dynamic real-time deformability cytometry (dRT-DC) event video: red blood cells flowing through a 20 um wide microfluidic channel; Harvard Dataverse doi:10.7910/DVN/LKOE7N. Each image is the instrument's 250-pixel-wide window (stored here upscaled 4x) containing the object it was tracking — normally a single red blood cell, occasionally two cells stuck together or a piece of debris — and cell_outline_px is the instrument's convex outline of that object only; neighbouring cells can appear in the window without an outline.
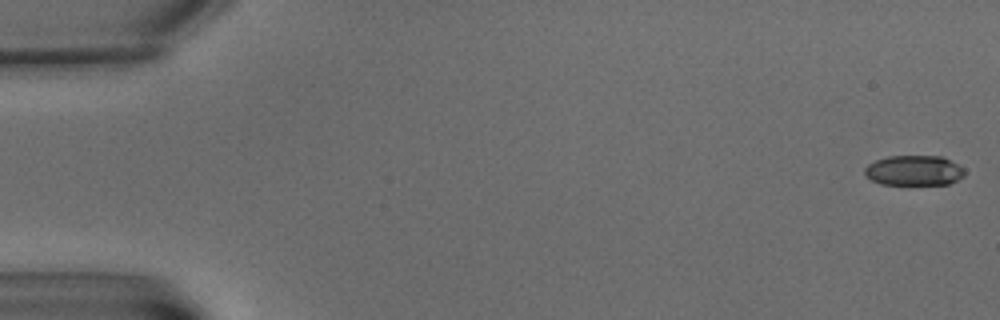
{"species": "common noctule bat (a hibernating species)", "species_latin": "Nyctalus noctula", "temperature_condition": "warm", "stored_images_in_passage": 8, "camera_frame_rate_fps": 3000, "um_per_image_px": 0.085, "animal": {"sex": "male", "body_mass_g": 15.6}, "frame": {"image": 1, "passage_image": 1, "time_ms": 0.0, "image_size_px": [1000, 320], "cell_outline_px": [[964, 176], [948, 184], [880, 184], [872, 180], [864, 172], [864, 168], [868, 164], [876, 160], [888, 156], [940, 156], [964, 168]], "centroid_in_image_um": [77.67, 14.49], "position_along_channel_um": 7.3, "area_um2": 17.34}}
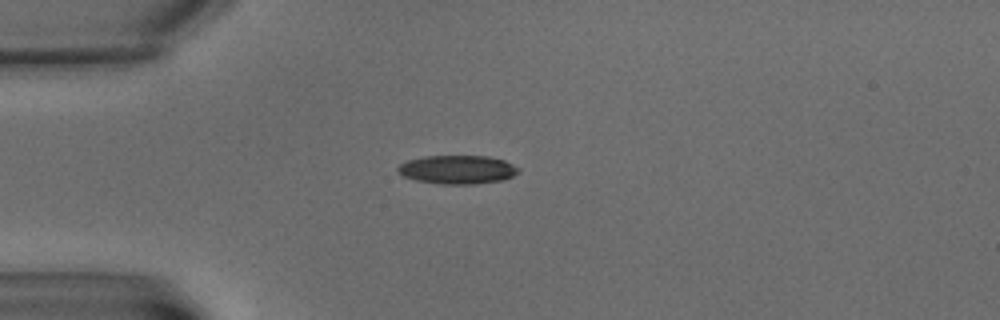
{"frame": {"image": 2, "passage_image": 6, "time_ms": 6.0, "image_size_px": [1000, 320], "cell_outline_px": [[520, 172], [504, 180], [472, 184], [440, 184], [416, 180], [404, 176], [396, 172], [396, 168], [400, 164], [408, 160], [424, 156], [488, 156], [504, 160], [520, 168]], "centroid_in_image_um": [38.88, 14.41], "position_along_channel_um": 46.1, "area_um2": 20.23}}